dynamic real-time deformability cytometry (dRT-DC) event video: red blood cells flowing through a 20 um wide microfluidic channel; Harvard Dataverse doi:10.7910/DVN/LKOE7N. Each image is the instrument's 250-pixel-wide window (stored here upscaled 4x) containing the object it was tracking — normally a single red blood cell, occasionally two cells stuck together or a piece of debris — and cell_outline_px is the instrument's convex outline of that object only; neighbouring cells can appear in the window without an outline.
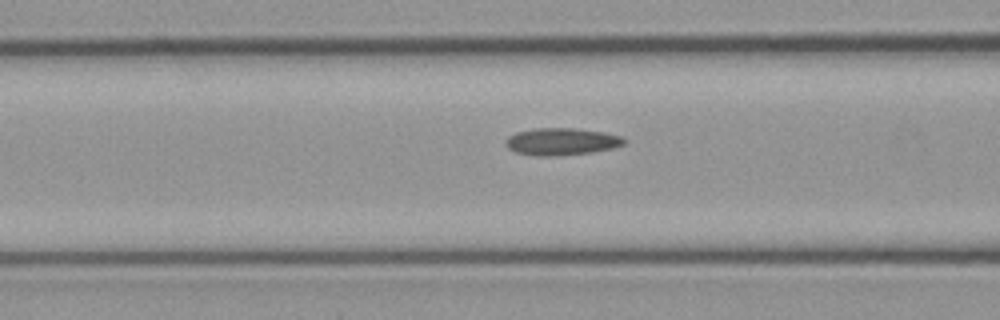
{"species": "common noctule bat (a hibernating species)", "species_latin": "Nyctalus noctula", "temperature_condition": "cold", "stored_images_in_passage": 20, "camera_frame_rate_fps": 3000, "um_per_image_px": 0.085, "animal": {"sex": "male", "body_mass_g": 23.1, "forearm_length_mm": 52.7}, "frame": {"image": 1, "passage_image": 18, "time_ms": 5.667, "image_size_px": [1000, 320], "cell_outline_px": [[628, 140], [624, 144], [612, 148], [592, 152], [548, 156], [536, 156], [516, 152], [508, 148], [504, 144], [504, 140], [508, 136], [516, 132], [536, 128], [576, 128], [604, 132], [620, 136]], "centroid_in_image_um": [47.71, 12.02], "position_along_channel_um": 118.9, "area_um2": 18.79}}